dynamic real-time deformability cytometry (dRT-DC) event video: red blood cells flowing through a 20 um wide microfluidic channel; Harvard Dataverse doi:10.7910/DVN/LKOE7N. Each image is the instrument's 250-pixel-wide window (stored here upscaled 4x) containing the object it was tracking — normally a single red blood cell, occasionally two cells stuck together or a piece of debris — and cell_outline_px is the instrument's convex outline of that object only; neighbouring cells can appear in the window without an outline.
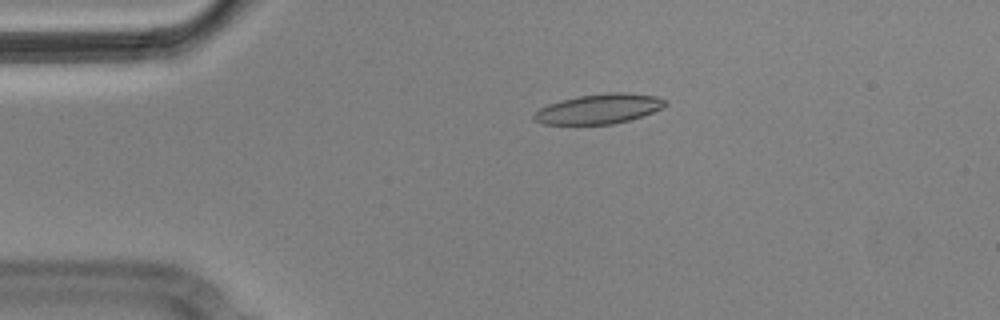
{"species": "Egyptian fruit bat (a non-hibernating species)", "species_latin": "Rousettus aegyptiacus", "temperature_condition": "cold", "stored_images_in_passage": 4, "camera_frame_rate_fps": 3000, "um_per_image_px": 0.085, "animal": {"sex": "male"}, "frame": {"image": 1, "passage_image": 3, "time_ms": 0.667, "image_size_px": [1000, 320], "cell_outline_px": [[668, 104], [652, 112], [628, 120], [612, 124], [544, 124], [536, 120], [532, 116], [540, 108], [548, 104], [560, 100], [576, 96], [608, 92], [624, 92], [656, 96], [668, 100]], "centroid_in_image_um": [50.92, 9.24], "position_along_channel_um": 34.1, "area_um2": 22.72}}